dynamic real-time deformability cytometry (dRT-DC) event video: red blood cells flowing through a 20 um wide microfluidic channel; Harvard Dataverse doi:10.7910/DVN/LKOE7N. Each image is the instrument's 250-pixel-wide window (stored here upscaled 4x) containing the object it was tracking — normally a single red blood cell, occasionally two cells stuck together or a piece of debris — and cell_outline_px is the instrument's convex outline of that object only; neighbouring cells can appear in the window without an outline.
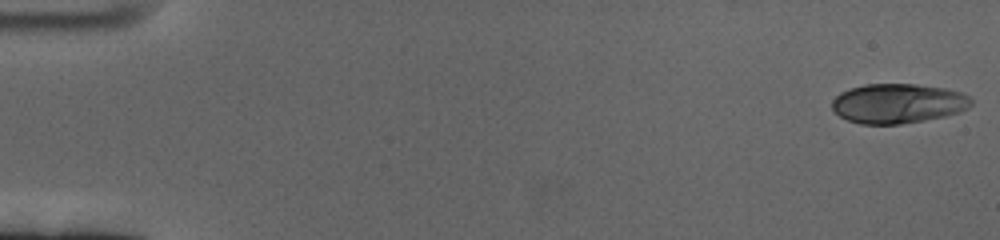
{"species": "human", "species_latin": "Homo sapiens", "temperature_condition": "cold", "stored_images_in_passage": 60, "camera_frame_rate_fps": 3000, "um_per_image_px": 0.085, "donor": {"sex": "female"}, "frame": {"image": 1, "passage_image": 1, "time_ms": 0.0, "image_size_px": [1000, 240], "cell_outline_px": [[972, 104], [968, 108], [960, 112], [944, 116], [924, 120], [900, 124], [860, 124], [848, 120], [840, 116], [832, 108], [832, 100], [840, 92], [864, 84], [916, 84], [944, 88], [960, 92], [968, 96], [972, 100]], "centroid_in_image_um": [76.32, 8.79], "position_along_channel_um": 8.7, "area_um2": 32.08}}
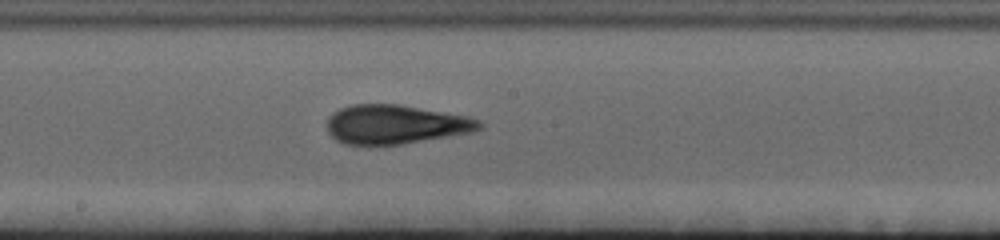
{"frame": {"image": 2, "passage_image": 33, "time_ms": 10.667, "image_size_px": [1000, 240], "cell_outline_px": [[484, 128], [472, 132], [376, 148], [344, 144], [336, 140], [328, 132], [328, 116], [332, 112], [340, 108], [352, 104], [400, 104], [468, 116], [480, 120], [484, 124]], "centroid_in_image_um": [33.59, 10.6], "position_along_channel_um": 214.6, "area_um2": 35.49}}
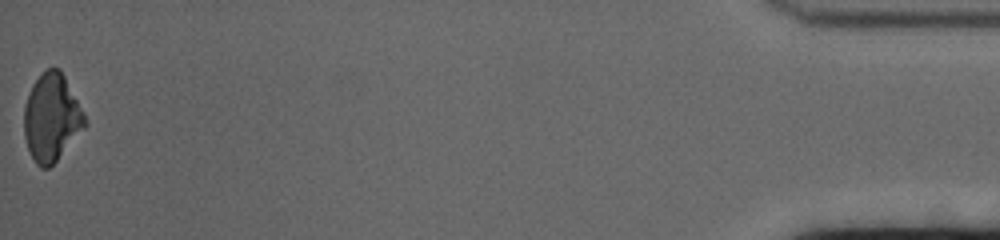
{"frame": {"image": 3, "passage_image": 60, "time_ms": 19.667, "image_size_px": [1000, 240], "cell_outline_px": [[88, 124], [56, 160], [48, 168], [40, 168], [36, 164], [28, 148], [24, 136], [24, 104], [28, 92], [32, 84], [44, 68], [60, 68]], "centroid_in_image_um": [4.34, 9.98], "position_along_channel_um": 430.9, "area_um2": 30.69}, "authors_computed_cell_mechanics": {"area_um2": 33.3217, "velocity_mm_per_s": 3.3886, "shape_relaxation_time_tau1_ms": 7.5033, "shape_relaxation_time_tau2_ms": 1.6507, "deformation_change_tau1": 0.1988, "deformation_change_tau2": 0.08}}